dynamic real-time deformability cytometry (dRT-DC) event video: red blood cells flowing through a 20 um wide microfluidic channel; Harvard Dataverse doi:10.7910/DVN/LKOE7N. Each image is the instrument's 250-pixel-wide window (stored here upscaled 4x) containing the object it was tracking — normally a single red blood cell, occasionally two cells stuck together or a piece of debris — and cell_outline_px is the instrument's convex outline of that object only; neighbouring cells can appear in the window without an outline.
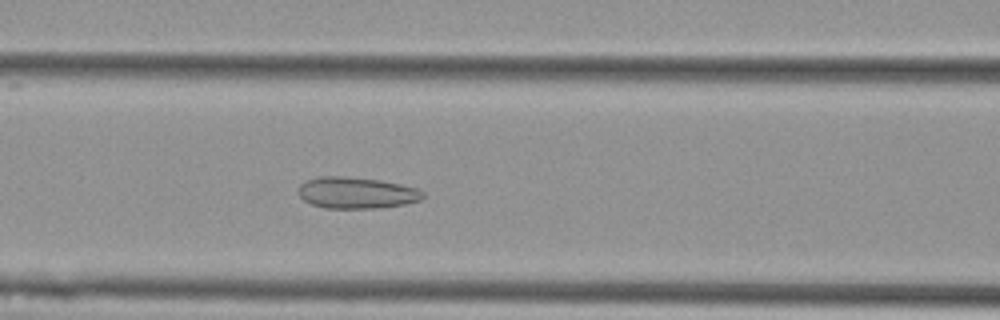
{"species": "Egyptian fruit bat (a non-hibernating species)", "species_latin": "Rousettus aegyptiacus", "temperature_condition": "cold", "stored_images_in_passage": 37, "camera_frame_rate_fps": 3000, "um_per_image_px": 0.085, "animal": {"sex": "female"}, "frame": {"image": 1, "passage_image": 6, "time_ms": 1.667, "image_size_px": [1000, 320], "cell_outline_px": [[424, 196], [420, 200], [404, 204], [376, 208], [324, 208], [312, 204], [304, 200], [300, 196], [300, 184], [308, 180], [320, 176], [344, 176], [380, 180], [420, 188], [424, 192]], "centroid_in_image_um": [30.34, 16.38], "position_along_channel_um": 136.3, "area_um2": 22.72}}
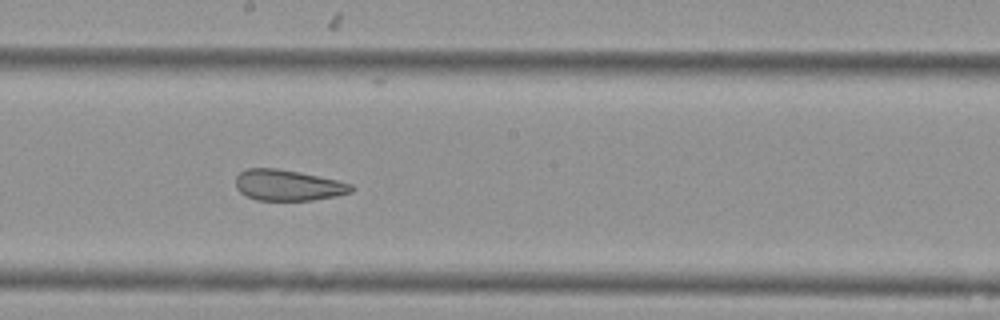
{"frame": {"image": 2, "passage_image": 13, "time_ms": 4.0, "image_size_px": [1000, 320], "cell_outline_px": [[356, 188], [352, 192], [336, 196], [312, 200], [256, 200], [240, 192], [236, 188], [236, 176], [240, 172], [248, 168], [276, 168], [300, 172], [336, 180], [352, 184]], "centroid_in_image_um": [24.49, 15.74], "position_along_channel_um": 223.7, "area_um2": 20.81}}
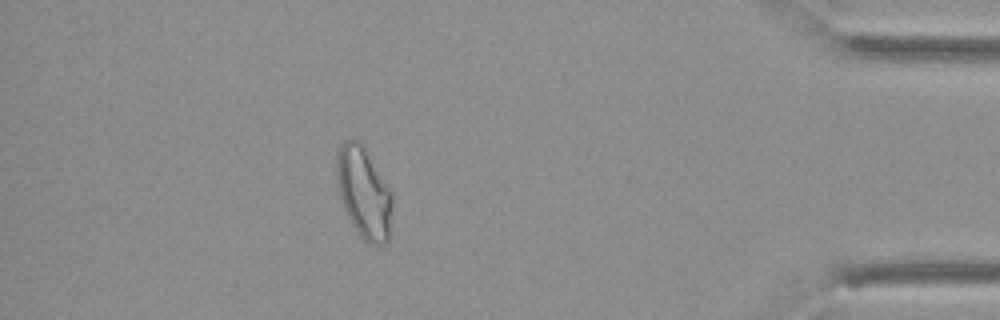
{"frame": {"image": 3, "passage_image": 31, "time_ms": 10.0, "image_size_px": [1000, 320], "cell_outline_px": [[392, 208], [388, 240], [384, 244], [368, 244], [356, 232], [340, 200], [336, 184], [336, 156], [344, 140], [360, 140], [364, 144], [392, 192]], "centroid_in_image_um": [30.92, 16.36], "position_along_channel_um": 404.3, "area_um2": 30.0}, "authors_computed_cell_mechanics": {"area_um2": 22.4264, "velocity_mm_per_s": 3.7655, "shape_relaxation_time_tau1_ms": null, "shape_relaxation_time_tau2_ms": 1.892, "deformation_change_tau1": null, "deformation_change_tau2": 0.0769}}